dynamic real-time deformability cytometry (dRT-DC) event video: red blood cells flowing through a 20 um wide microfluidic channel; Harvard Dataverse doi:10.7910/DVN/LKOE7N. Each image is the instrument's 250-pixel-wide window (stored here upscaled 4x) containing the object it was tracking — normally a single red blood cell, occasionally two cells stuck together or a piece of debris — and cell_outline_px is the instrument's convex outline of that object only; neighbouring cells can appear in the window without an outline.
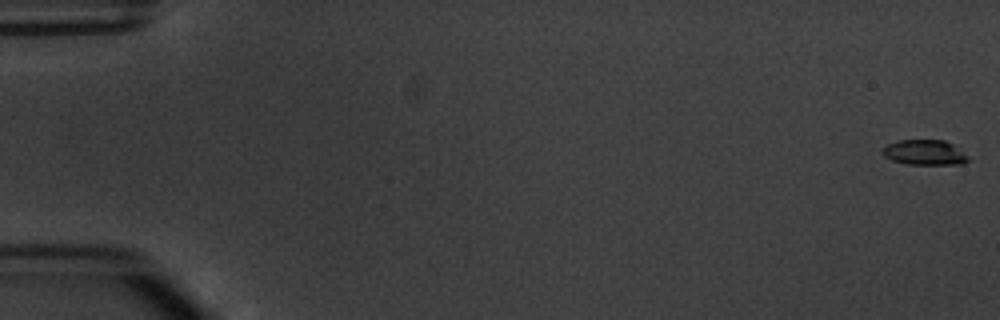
{"species": "common noctule bat (a hibernating species)", "species_latin": "Nyctalus noctula", "temperature_condition": "warm", "stored_images_in_passage": 8, "camera_frame_rate_fps": 3000, "um_per_image_px": 0.085, "animal": {"sex": "male", "body_mass_g": 20.1, "forearm_length_mm": 53.5}, "frame": {"image": 1, "passage_image": 1, "time_ms": 0.0, "image_size_px": [1000, 320], "cell_outline_px": [[972, 160], [964, 164], [904, 164], [892, 160], [884, 156], [880, 152], [880, 148], [896, 140], [944, 140], [952, 144], [968, 156]], "centroid_in_image_um": [78.57, 12.96], "position_along_channel_um": 6.4, "area_um2": 12.77}}
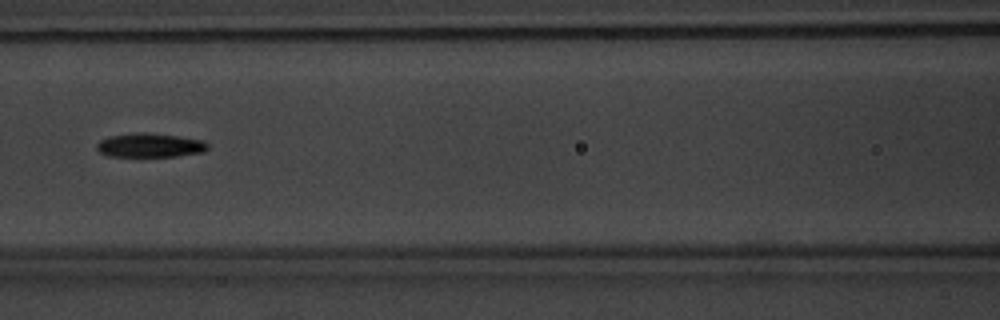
{"frame": {"image": 2, "passage_image": 7, "time_ms": 8.0, "image_size_px": [1000, 320], "cell_outline_px": [[208, 148], [204, 152], [176, 156], [108, 156], [100, 152], [96, 148], [96, 144], [100, 140], [108, 136], [132, 132], [152, 132], [204, 140], [208, 144]], "centroid_in_image_um": [12.73, 12.33], "position_along_channel_um": 153.9, "area_um2": 15.78}}
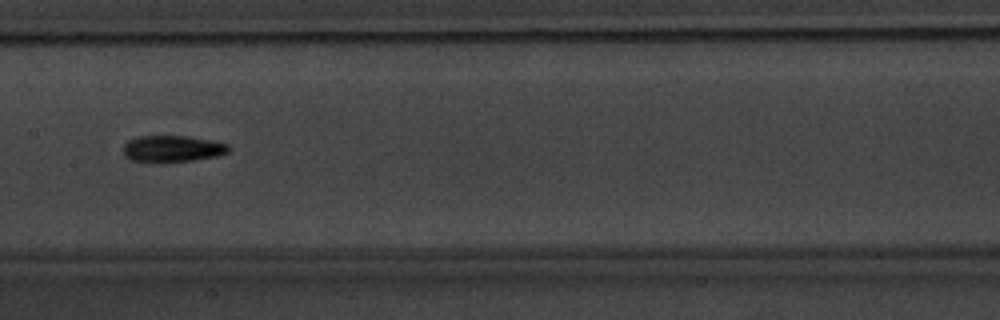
{"frame": {"image": 3, "passage_image": 8, "time_ms": 9.0, "image_size_px": [1000, 320], "cell_outline_px": [[232, 148], [228, 152], [216, 156], [192, 160], [132, 160], [124, 156], [124, 144], [128, 140], [140, 136], [188, 136], [212, 140], [228, 144]], "centroid_in_image_um": [14.7, 12.6], "position_along_channel_um": 192.7, "area_um2": 15.78}}